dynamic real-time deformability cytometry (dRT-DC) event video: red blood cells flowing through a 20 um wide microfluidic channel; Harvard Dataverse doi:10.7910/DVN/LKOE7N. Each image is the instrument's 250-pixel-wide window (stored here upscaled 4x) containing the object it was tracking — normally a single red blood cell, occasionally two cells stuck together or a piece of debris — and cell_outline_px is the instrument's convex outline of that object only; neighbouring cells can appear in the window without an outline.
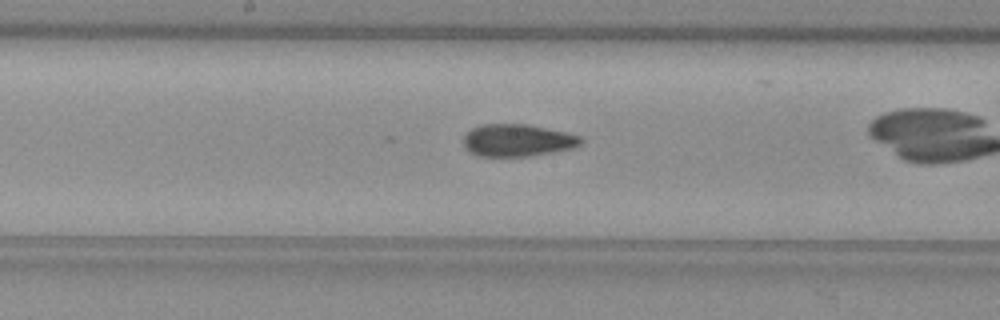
{"species": "common noctule bat (a hibernating species)", "species_latin": "Nyctalus noctula", "temperature_condition": "warm", "stored_images_in_passage": 26, "camera_frame_rate_fps": 3000, "um_per_image_px": 0.085, "animal": {"sex": "female", "body_mass_g": 29.2, "forearm_length_mm": 56.3}, "frame": {"image": 1, "passage_image": 12, "time_ms": 3.667, "image_size_px": [1000, 320], "cell_outline_px": [[584, 140], [580, 144], [572, 148], [552, 152], [528, 156], [476, 156], [468, 152], [464, 148], [464, 136], [472, 128], [480, 124], [528, 124], [568, 132], [580, 136]], "centroid_in_image_um": [43.97, 11.92], "position_along_channel_um": 204.2, "area_um2": 22.25}}